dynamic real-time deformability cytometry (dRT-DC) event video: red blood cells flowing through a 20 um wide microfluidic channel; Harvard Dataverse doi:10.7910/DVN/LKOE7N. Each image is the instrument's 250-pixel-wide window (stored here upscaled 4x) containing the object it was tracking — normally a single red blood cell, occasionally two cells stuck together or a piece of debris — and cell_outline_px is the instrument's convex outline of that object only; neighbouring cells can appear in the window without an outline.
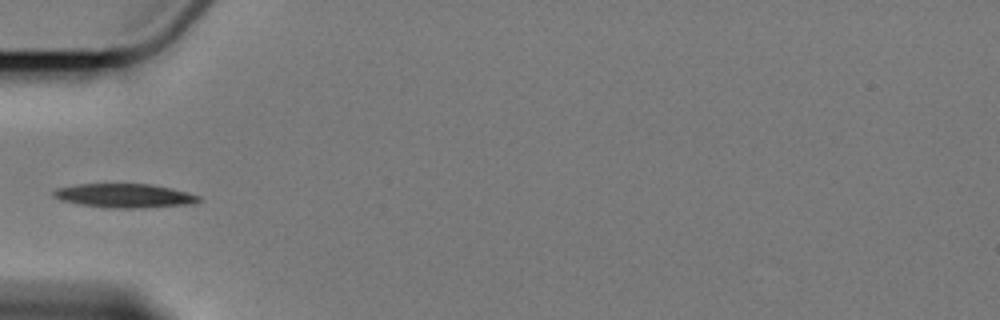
{"species": "Egyptian fruit bat (a non-hibernating species)", "species_latin": "Rousettus aegyptiacus", "temperature_condition": "cold", "stored_images_in_passage": 7, "camera_frame_rate_fps": 3000, "um_per_image_px": 0.085, "animal": {"sex": "female"}, "frame": {"image": 1, "passage_image": 5, "time_ms": 5.333, "image_size_px": [1000, 320], "cell_outline_px": [[200, 200], [192, 204], [148, 208], [104, 208], [80, 204], [60, 200], [52, 196], [52, 192], [56, 188], [76, 184], [152, 184], [172, 188], [188, 192], [200, 196]], "centroid_in_image_um": [10.58, 16.64], "position_along_channel_um": 74.4, "area_um2": 20.58}}
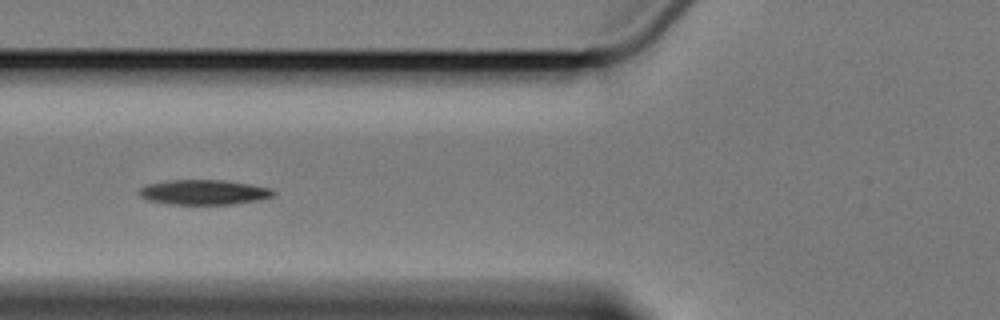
{"frame": {"image": 2, "passage_image": 6, "time_ms": 6.333, "image_size_px": [1000, 320], "cell_outline_px": [[276, 196], [260, 200], [232, 204], [168, 204], [148, 200], [140, 196], [136, 192], [140, 188], [148, 184], [168, 180], [220, 180], [248, 184], [272, 188], [276, 192]], "centroid_in_image_um": [17.34, 16.34], "position_along_channel_um": 108.5, "area_um2": 19.59}}
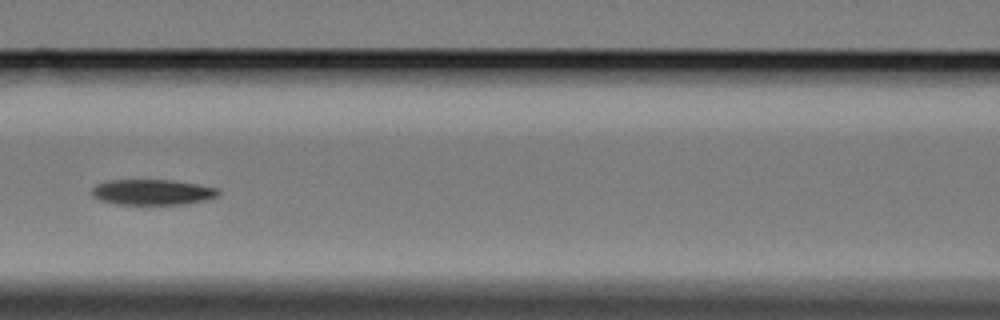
{"frame": {"image": 3, "passage_image": 7, "time_ms": 7.667, "image_size_px": [1000, 320], "cell_outline_px": [[220, 192], [216, 196], [204, 200], [184, 204], [116, 204], [100, 200], [92, 196], [92, 188], [96, 184], [108, 180], [172, 180], [220, 188]], "centroid_in_image_um": [12.94, 16.32], "position_along_channel_um": 153.7, "area_um2": 18.79}}